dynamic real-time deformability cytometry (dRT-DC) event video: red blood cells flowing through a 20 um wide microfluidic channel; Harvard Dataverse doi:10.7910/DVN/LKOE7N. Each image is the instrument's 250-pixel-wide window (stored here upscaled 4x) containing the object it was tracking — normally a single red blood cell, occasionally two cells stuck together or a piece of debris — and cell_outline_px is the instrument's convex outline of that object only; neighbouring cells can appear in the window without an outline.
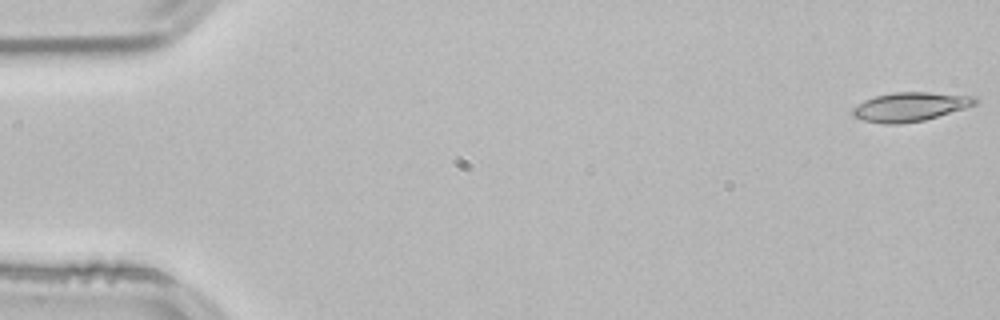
{"species": "common noctule bat (a hibernating species)", "species_latin": "Nyctalus noctula", "temperature_condition": "room temperature", "stored_images_in_passage": 11, "camera_frame_rate_fps": 3000, "um_per_image_px": 0.085, "animal": {"sex": "male", "body_mass_g": 21.5, "forearm_length_mm": 52.0}, "frame": {"image": 1, "passage_image": 1, "time_ms": 0.0, "image_size_px": [1000, 320], "cell_outline_px": [[980, 100], [976, 104], [964, 108], [924, 120], [900, 124], [884, 124], [864, 120], [852, 116], [852, 108], [856, 104], [864, 100], [876, 96], [892, 92], [928, 92], [976, 96]], "centroid_in_image_um": [77.35, 9.07], "position_along_channel_um": 7.6, "area_um2": 20.75}}